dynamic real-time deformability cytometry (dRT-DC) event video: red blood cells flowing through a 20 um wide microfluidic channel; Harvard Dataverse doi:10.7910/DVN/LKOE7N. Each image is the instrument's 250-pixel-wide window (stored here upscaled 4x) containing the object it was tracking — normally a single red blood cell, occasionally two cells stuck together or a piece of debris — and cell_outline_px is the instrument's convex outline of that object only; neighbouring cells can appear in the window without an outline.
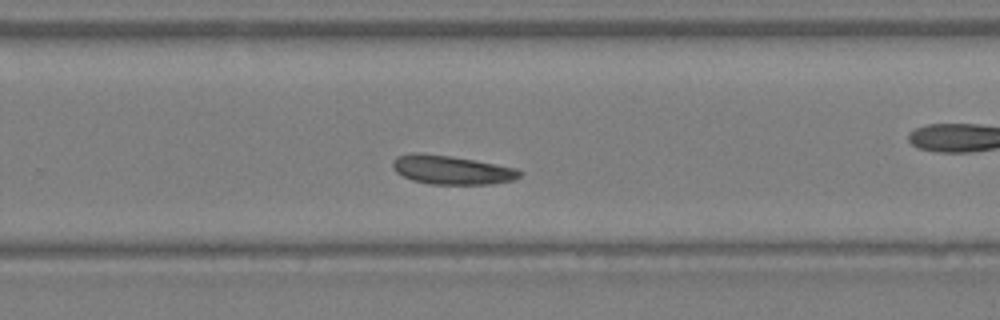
{"species": "Egyptian fruit bat (a non-hibernating species)", "species_latin": "Rousettus aegyptiacus", "temperature_condition": "warm", "stored_images_in_passage": 32, "camera_frame_rate_fps": 3000, "um_per_image_px": 0.085, "animal": {"sex": "female"}, "frame": {"image": 1, "passage_image": 19, "time_ms": 6.0, "image_size_px": [1000, 320], "cell_outline_px": [[524, 172], [520, 176], [512, 180], [492, 184], [428, 184], [412, 180], [396, 172], [392, 168], [392, 160], [396, 156], [412, 152], [420, 152], [452, 156], [476, 160], [516, 168]], "centroid_in_image_um": [38.36, 14.43], "position_along_channel_um": 291.4, "area_um2": 21.62}}
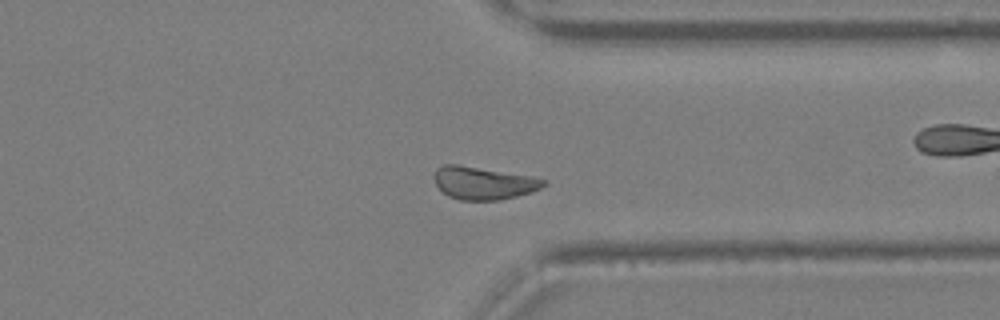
{"frame": {"image": 2, "passage_image": 23, "time_ms": 7.333, "image_size_px": [1000, 320], "cell_outline_px": [[548, 184], [532, 192], [500, 200], [460, 200], [448, 196], [436, 184], [432, 176], [436, 168], [444, 164], [456, 164], [532, 176], [548, 180]], "centroid_in_image_um": [41.1, 15.55], "position_along_channel_um": 370.3, "area_um2": 20.98}}